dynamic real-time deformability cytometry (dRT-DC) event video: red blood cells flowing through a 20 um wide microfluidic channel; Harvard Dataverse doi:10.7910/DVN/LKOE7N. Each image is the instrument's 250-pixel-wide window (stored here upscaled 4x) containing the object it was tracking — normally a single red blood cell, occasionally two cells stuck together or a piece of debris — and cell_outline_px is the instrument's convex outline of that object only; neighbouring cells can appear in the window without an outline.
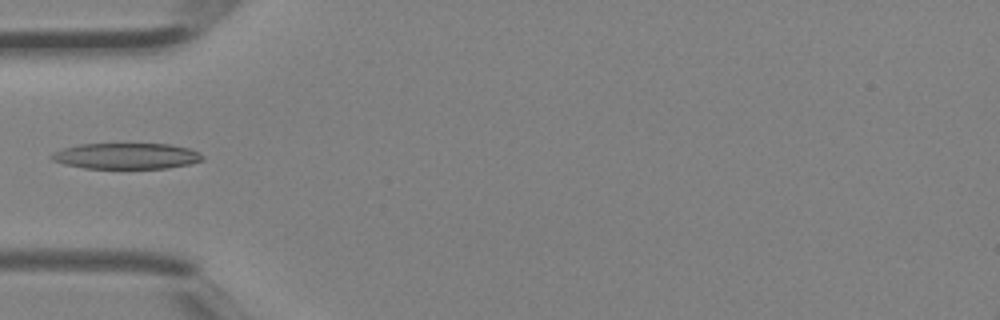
{"species": "Egyptian fruit bat (a non-hibernating species)", "species_latin": "Rousettus aegyptiacus", "temperature_condition": "room temperature", "stored_images_in_passage": 1, "camera_frame_rate_fps": 3000, "um_per_image_px": 0.085, "animal": {"sex": "female"}, "frame": {"image": 1, "passage_image": 1, "time_ms": 0.0, "image_size_px": [1000, 320], "cell_outline_px": [[204, 160], [188, 164], [168, 168], [84, 168], [64, 164], [52, 160], [48, 156], [52, 152], [64, 148], [80, 144], [168, 144], [188, 148], [200, 152], [204, 156]], "centroid_in_image_um": [10.73, 13.26], "position_along_channel_um": 74.3, "area_um2": 22.83}}